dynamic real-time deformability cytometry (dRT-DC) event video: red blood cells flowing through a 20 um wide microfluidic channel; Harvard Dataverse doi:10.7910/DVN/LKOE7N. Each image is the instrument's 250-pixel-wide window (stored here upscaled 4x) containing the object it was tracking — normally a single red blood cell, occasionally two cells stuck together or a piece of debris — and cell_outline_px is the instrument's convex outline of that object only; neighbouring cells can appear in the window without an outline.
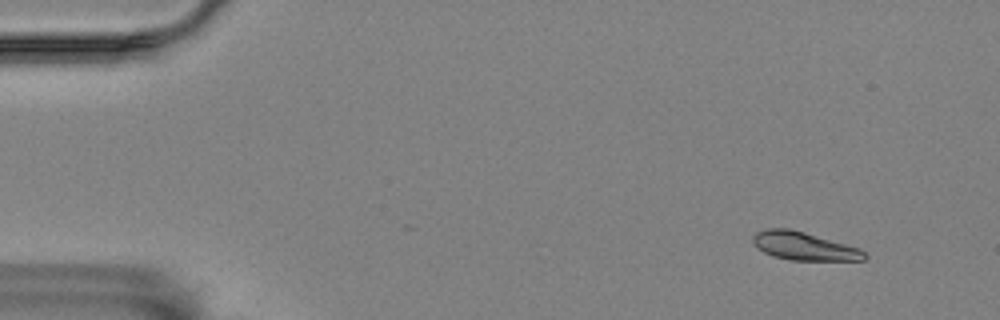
{"species": "Egyptian fruit bat (a non-hibernating species)", "species_latin": "Rousettus aegyptiacus", "temperature_condition": "room temperature", "stored_images_in_passage": 8, "camera_frame_rate_fps": 3000, "um_per_image_px": 0.085, "animal": {"sex": "female"}, "frame": {"image": 1, "passage_image": 1, "time_ms": 0.0, "image_size_px": [1000, 320], "cell_outline_px": [[868, 256], [864, 260], [792, 260], [776, 256], [764, 252], [756, 248], [752, 244], [752, 236], [756, 232], [768, 228], [788, 228], [804, 232], [860, 248]], "centroid_in_image_um": [68.31, 20.91], "position_along_channel_um": 16.7, "area_um2": 18.21}}
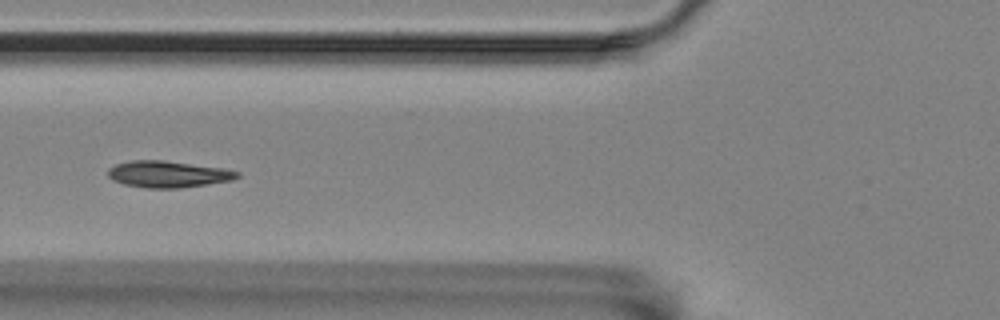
{"frame": {"image": 2, "passage_image": 6, "time_ms": 5.667, "image_size_px": [1000, 320], "cell_outline_px": [[240, 176], [232, 180], [208, 184], [180, 188], [148, 188], [124, 184], [112, 180], [108, 176], [108, 168], [116, 164], [132, 160], [160, 160], [224, 168], [240, 172]], "centroid_in_image_um": [14.28, 14.81], "position_along_channel_um": 111.5, "area_um2": 19.94}}
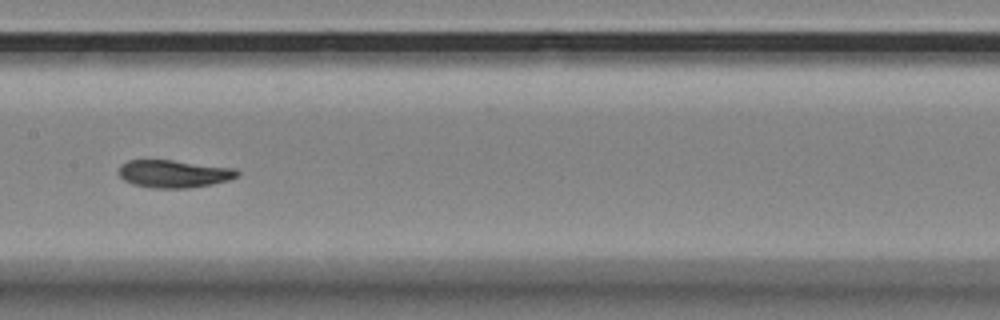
{"frame": {"image": 3, "passage_image": 8, "time_ms": 8.0, "image_size_px": [1000, 320], "cell_outline_px": [[240, 172], [236, 176], [228, 180], [212, 184], [188, 188], [152, 188], [132, 184], [124, 180], [116, 172], [120, 164], [128, 160], [172, 160], [236, 168]], "centroid_in_image_um": [14.73, 14.77], "position_along_channel_um": 192.7, "area_um2": 19.25}}